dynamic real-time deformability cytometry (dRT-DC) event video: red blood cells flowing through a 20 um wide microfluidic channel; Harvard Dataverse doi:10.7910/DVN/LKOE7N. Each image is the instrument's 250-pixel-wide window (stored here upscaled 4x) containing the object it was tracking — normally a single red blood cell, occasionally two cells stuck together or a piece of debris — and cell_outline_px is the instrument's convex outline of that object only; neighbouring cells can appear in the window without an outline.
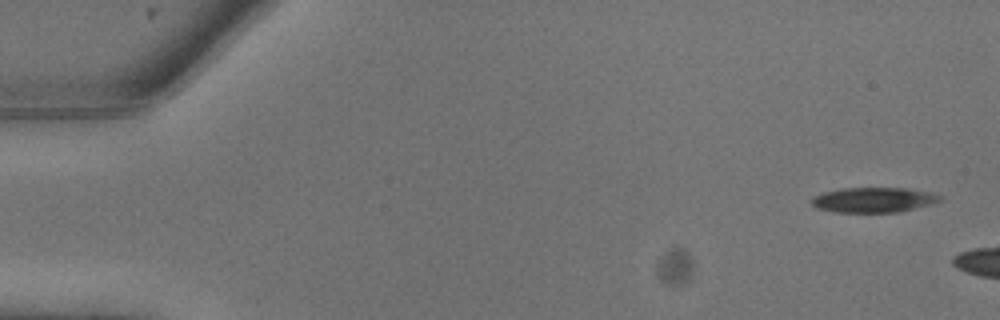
{"species": "common noctule bat (a hibernating species)", "species_latin": "Nyctalus noctula", "temperature_condition": "warm", "stored_images_in_passage": 4, "camera_frame_rate_fps": 3000, "um_per_image_px": 0.085, "animal": {"sex": "male", "body_mass_g": 13.3}, "frame": {"image": 1, "passage_image": 1, "time_ms": 0.0, "image_size_px": [1000, 320], "cell_outline_px": [[944, 200], [900, 212], [832, 212], [816, 208], [812, 204], [812, 196], [824, 192], [844, 188], [904, 188], [928, 192], [944, 196]], "centroid_in_image_um": [74.25, 16.99], "position_along_channel_um": 10.8, "area_um2": 18.73}}